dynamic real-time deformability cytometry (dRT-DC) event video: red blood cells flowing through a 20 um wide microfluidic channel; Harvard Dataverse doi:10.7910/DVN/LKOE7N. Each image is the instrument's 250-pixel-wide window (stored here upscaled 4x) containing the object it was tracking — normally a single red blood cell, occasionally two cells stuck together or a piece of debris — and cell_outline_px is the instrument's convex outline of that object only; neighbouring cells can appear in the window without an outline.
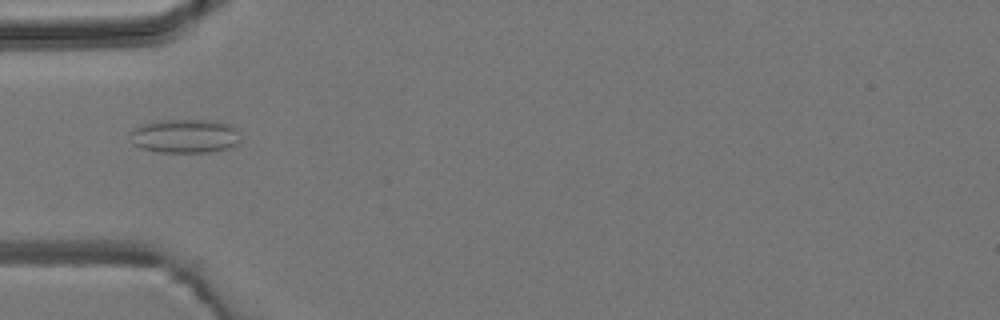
{"species": "common noctule bat (a hibernating species)", "species_latin": "Nyctalus noctula", "temperature_condition": "room temperature", "stored_images_in_passage": 5, "camera_frame_rate_fps": 3000, "um_per_image_px": 0.085, "animal": {"sex": "male", "body_mass_g": 19.2, "forearm_length_mm": 51.8}, "frame": {"image": 1, "passage_image": 4, "time_ms": 4.333, "image_size_px": [1000, 320], "cell_outline_px": [[240, 140], [236, 144], [228, 148], [208, 152], [160, 152], [140, 148], [132, 144], [128, 132], [132, 128], [152, 120], [216, 120], [232, 124], [236, 128]], "centroid_in_image_um": [15.67, 11.54], "position_along_channel_um": 69.3, "area_um2": 22.25}}